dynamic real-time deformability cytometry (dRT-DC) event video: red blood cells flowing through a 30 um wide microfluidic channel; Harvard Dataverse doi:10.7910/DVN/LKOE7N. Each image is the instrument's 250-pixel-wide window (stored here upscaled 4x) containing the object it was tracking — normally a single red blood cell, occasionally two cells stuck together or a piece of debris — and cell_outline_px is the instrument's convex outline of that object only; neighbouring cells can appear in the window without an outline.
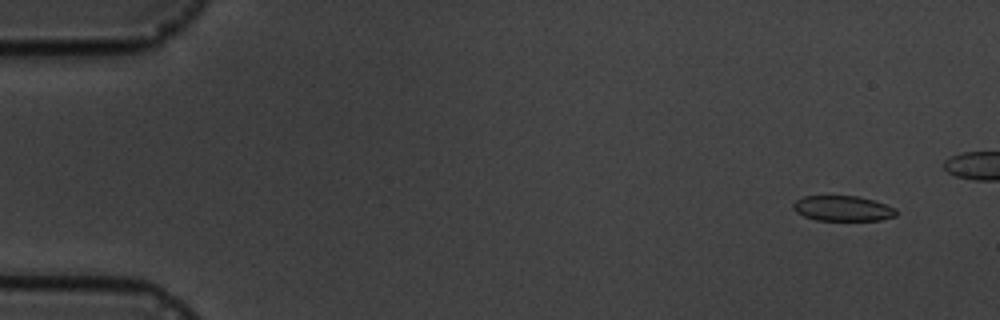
{"species": "common noctule bat (a hibernating species)", "species_latin": "Nyctalus noctula", "temperature_condition": "cold", "stored_images_in_passage": 7, "segment_of_instrument_passage": [1, 2], "camera_frame_rate_fps": 3000, "um_per_image_px": 0.085, "animal": {"sex": "male", "body_mass_g": 19.5, "forearm_length_mm": 54.6}, "frame": {"image": 1, "passage_image": 1, "time_ms": 0.0, "image_size_px": [1000, 320], "cell_outline_px": [[896, 216], [880, 220], [816, 220], [804, 216], [796, 212], [792, 208], [792, 204], [796, 200], [804, 196], [860, 196], [896, 208]], "centroid_in_image_um": [71.61, 17.71], "position_along_channel_um": 13.4, "area_um2": 15.14}}
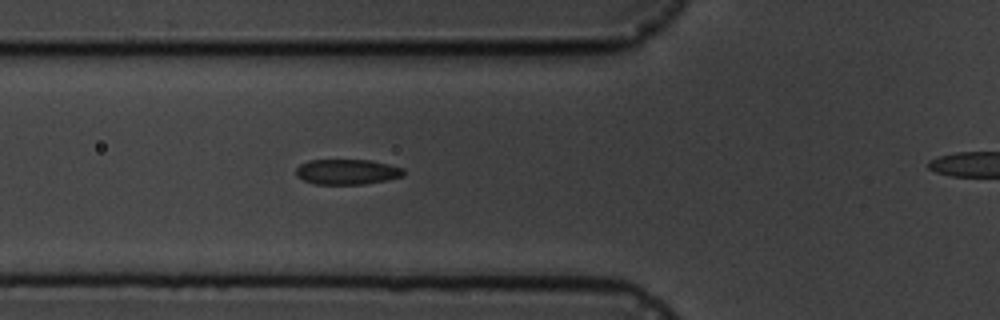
{"frame": {"image": 2, "passage_image": 6, "time_ms": 5.667, "image_size_px": [1000, 320], "cell_outline_px": [[404, 176], [388, 180], [364, 184], [316, 184], [304, 180], [296, 176], [296, 168], [300, 164], [308, 160], [372, 160], [404, 168]], "centroid_in_image_um": [29.52, 14.6], "position_along_channel_um": 96.3, "area_um2": 15.95}}